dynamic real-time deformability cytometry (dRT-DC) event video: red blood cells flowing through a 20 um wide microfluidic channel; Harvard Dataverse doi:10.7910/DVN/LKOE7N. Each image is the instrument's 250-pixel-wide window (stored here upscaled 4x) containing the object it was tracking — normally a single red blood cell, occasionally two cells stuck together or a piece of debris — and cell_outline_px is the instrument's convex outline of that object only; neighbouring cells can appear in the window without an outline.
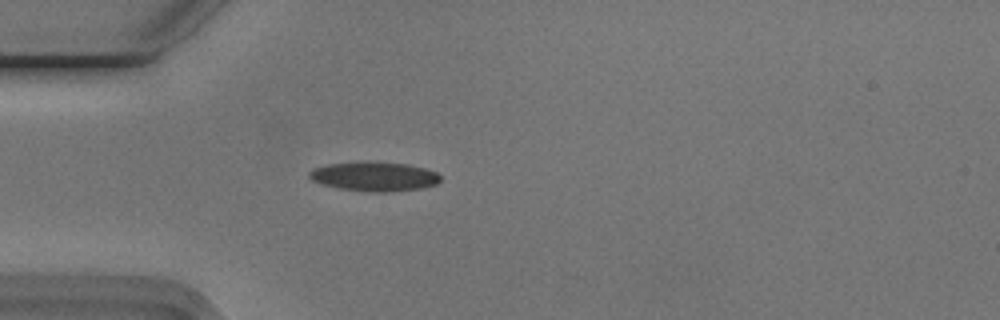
{"species": "Egyptian fruit bat (a non-hibernating species)", "species_latin": "Rousettus aegyptiacus", "temperature_condition": "cold", "stored_images_in_passage": 44, "camera_frame_rate_fps": 3000, "um_per_image_px": 0.085, "animal": {"sex": "male"}, "frame": {"image": 1, "passage_image": 8, "time_ms": 2.333, "image_size_px": [1000, 320], "cell_outline_px": [[440, 180], [436, 184], [424, 188], [388, 192], [368, 192], [336, 188], [320, 184], [312, 180], [308, 176], [308, 172], [312, 168], [328, 164], [408, 164], [424, 168], [436, 172], [440, 176]], "centroid_in_image_um": [31.8, 15.05], "position_along_channel_um": 53.2, "area_um2": 21.79}}
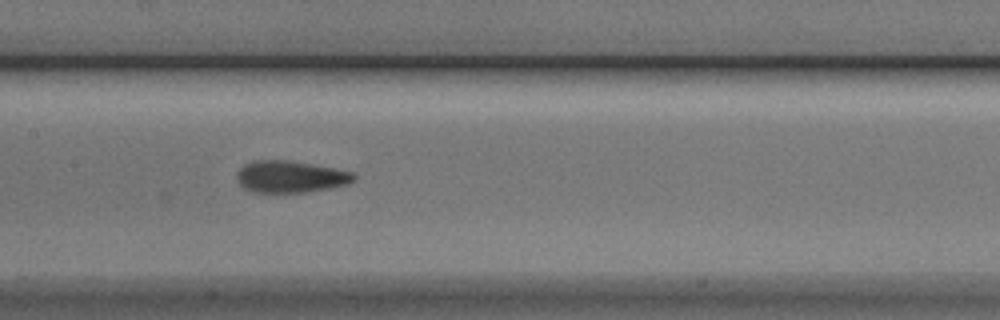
{"frame": {"image": 2, "passage_image": 19, "time_ms": 6.0, "image_size_px": [1000, 320], "cell_outline_px": [[356, 180], [348, 184], [328, 188], [304, 192], [252, 192], [244, 188], [236, 180], [236, 172], [244, 164], [252, 160], [288, 160], [312, 164], [352, 172], [356, 176]], "centroid_in_image_um": [24.65, 15.01], "position_along_channel_um": 182.8, "area_um2": 21.73}}
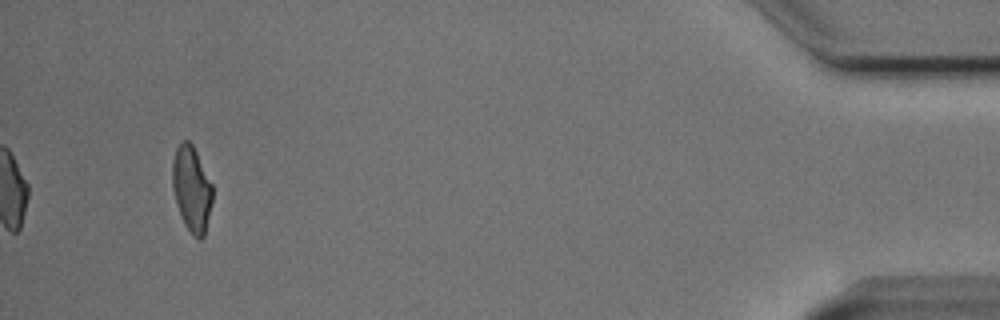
{"frame": {"image": 3, "passage_image": 44, "time_ms": 14.333, "image_size_px": [1000, 320], "cell_outline_px": [[212, 200], [204, 236], [200, 240], [192, 236], [184, 224], [176, 204], [172, 188], [172, 160], [176, 148], [180, 140], [188, 140], [192, 144], [212, 184]], "centroid_in_image_um": [16.26, 16.05], "position_along_channel_um": 418.9, "area_um2": 20.06}, "authors_computed_cell_mechanics": {"area_um2": 21.2993, "velocity_mm_per_s": 3.7513, "shape_relaxation_time_tau1_ms": 5.4518, "shape_relaxation_time_tau2_ms": 1.3421, "deformation_change_tau1": 0.161, "deformation_change_tau2": 0.0735}}